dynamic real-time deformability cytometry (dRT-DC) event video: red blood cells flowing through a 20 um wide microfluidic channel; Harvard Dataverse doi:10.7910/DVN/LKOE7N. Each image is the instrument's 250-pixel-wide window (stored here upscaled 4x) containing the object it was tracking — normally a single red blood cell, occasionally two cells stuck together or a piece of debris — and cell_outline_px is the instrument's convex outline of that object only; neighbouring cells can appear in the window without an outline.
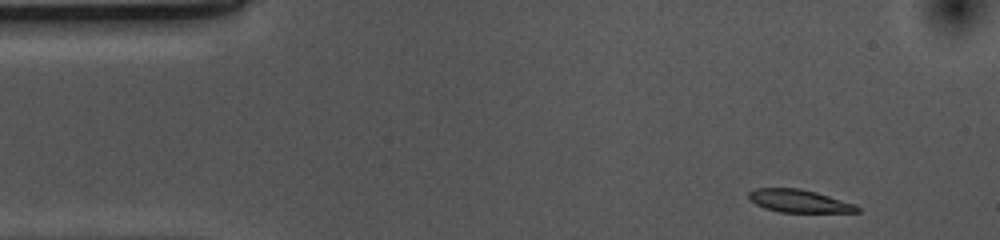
{"species": "common noctule bat (a hibernating species)", "species_latin": "Nyctalus noctula", "temperature_condition": "cold", "stored_images_in_passage": 46, "camera_frame_rate_fps": 3000, "um_per_image_px": 0.085, "animal": {"sex": "female", "body_mass_g": 10.0, "forearm_length_mm": 53.1}, "frame": {"image": 1, "passage_image": 1, "time_ms": 0.0, "image_size_px": [1000, 240], "cell_outline_px": [[860, 212], [780, 212], [764, 208], [748, 200], [748, 192], [756, 188], [800, 188], [816, 192], [856, 204], [860, 208]], "centroid_in_image_um": [67.91, 17.08], "position_along_channel_um": 17.1, "area_um2": 14.51}}
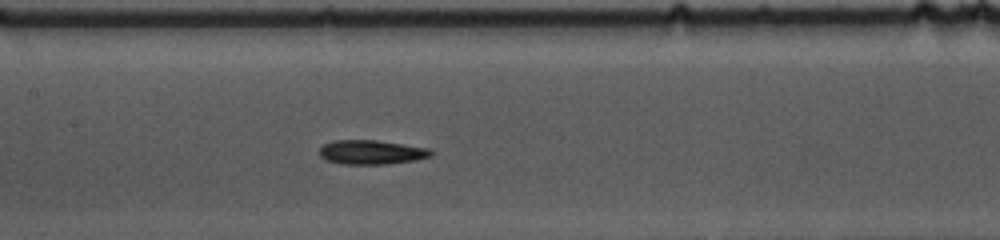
{"frame": {"image": 2, "passage_image": 20, "time_ms": 6.333, "image_size_px": [1000, 240], "cell_outline_px": [[436, 152], [432, 156], [416, 160], [388, 164], [344, 164], [328, 160], [320, 156], [320, 148], [324, 144], [332, 140], [376, 140], [428, 148]], "centroid_in_image_um": [31.61, 12.93], "position_along_channel_um": 175.8, "area_um2": 15.78}}
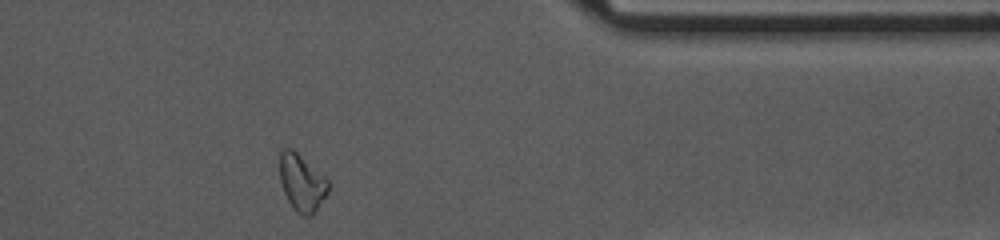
{"frame": {"image": 3, "passage_image": 39, "time_ms": 12.667, "image_size_px": [1000, 240], "cell_outline_px": [[328, 192], [312, 216], [304, 216], [296, 212], [288, 200], [284, 192], [280, 180], [280, 152], [284, 148], [292, 148], [324, 176], [328, 180]], "centroid_in_image_um": [25.65, 15.53], "position_along_channel_um": 385.8, "area_um2": 15.9}, "authors_computed_cell_mechanics": {"area_um2": 15.7794, "velocity_mm_per_s": 3.6705, "shape_relaxation_time_tau1_ms": 5.2822, "shape_relaxation_time_tau2_ms": null, "deformation_change_tau1": 0.1456, "deformation_change_tau2": null}}